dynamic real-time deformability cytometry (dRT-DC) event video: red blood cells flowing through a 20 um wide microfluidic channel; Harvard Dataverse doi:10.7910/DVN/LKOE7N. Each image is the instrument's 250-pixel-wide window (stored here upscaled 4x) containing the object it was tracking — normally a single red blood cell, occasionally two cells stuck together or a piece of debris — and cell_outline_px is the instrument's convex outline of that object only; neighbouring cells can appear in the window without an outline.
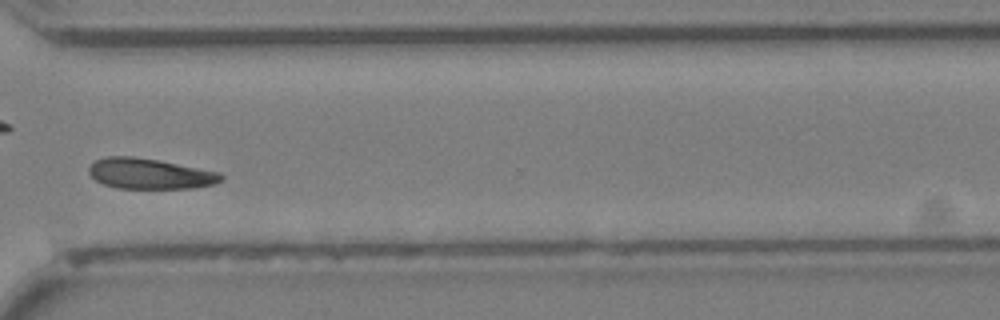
{"species": "Egyptian fruit bat (a non-hibernating species)", "species_latin": "Rousettus aegyptiacus", "temperature_condition": "cold", "stored_images_in_passage": 36, "camera_frame_rate_fps": 3000, "um_per_image_px": 0.085, "animal": {"sex": "female"}, "frame": {"image": 1, "passage_image": 26, "time_ms": 8.333, "image_size_px": [1000, 320], "cell_outline_px": [[224, 180], [212, 184], [192, 188], [116, 188], [104, 184], [96, 180], [88, 172], [88, 168], [96, 160], [108, 156], [132, 156], [160, 160], [220, 172], [224, 176]], "centroid_in_image_um": [12.75, 14.76], "position_along_channel_um": 357.8, "area_um2": 23.52}}